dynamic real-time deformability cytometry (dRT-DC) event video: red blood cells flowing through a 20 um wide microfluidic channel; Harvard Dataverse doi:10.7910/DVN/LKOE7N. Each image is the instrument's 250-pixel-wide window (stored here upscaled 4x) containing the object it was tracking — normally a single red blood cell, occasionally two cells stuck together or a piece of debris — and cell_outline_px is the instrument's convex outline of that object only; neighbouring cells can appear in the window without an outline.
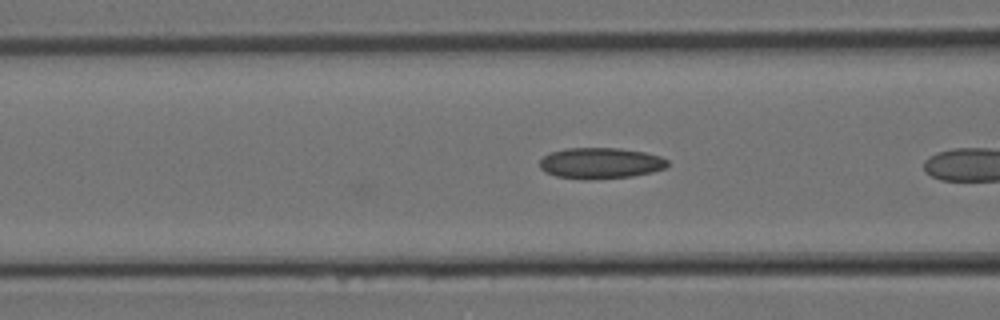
{"species": "Egyptian fruit bat (a non-hibernating species)", "species_latin": "Rousettus aegyptiacus", "temperature_condition": "room temperature", "stored_images_in_passage": 11, "camera_frame_rate_fps": 3000, "um_per_image_px": 0.085, "animal": {"sex": "female"}, "frame": {"image": 1, "passage_image": 10, "time_ms": 3.0, "image_size_px": [1000, 320], "cell_outline_px": [[668, 168], [652, 172], [632, 176], [588, 180], [584, 180], [556, 176], [544, 172], [540, 168], [540, 160], [548, 152], [564, 148], [620, 148], [644, 152], [660, 156], [668, 160]], "centroid_in_image_um": [51.03, 13.87], "position_along_channel_um": 115.6, "area_um2": 23.41}}